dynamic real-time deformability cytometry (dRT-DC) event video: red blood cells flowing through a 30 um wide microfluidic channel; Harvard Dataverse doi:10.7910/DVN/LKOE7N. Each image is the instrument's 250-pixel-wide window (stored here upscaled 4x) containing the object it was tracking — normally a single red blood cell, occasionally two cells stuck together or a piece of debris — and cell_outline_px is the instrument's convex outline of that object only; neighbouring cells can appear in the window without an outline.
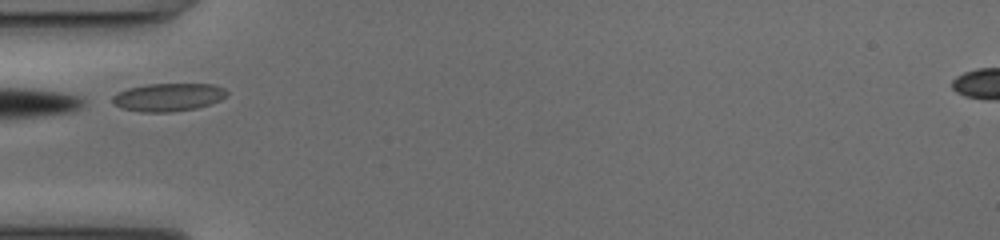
{"species": "common noctule bat (a hibernating species)", "species_latin": "Nyctalus noctula", "temperature_condition": "cold", "stored_images_in_passage": 34, "camera_frame_rate_fps": 3000, "um_per_image_px": 0.085, "animal": {"sex": "female", "body_mass_g": 17.0, "forearm_length_mm": 48.0}, "frame": {"image": 1, "passage_image": 1, "time_ms": 0.0, "image_size_px": [1000, 240], "cell_outline_px": [[228, 92], [220, 100], [196, 108], [172, 112], [140, 112], [120, 108], [112, 104], [112, 96], [128, 88], [148, 84], [212, 84], [224, 88]], "centroid_in_image_um": [14.26, 8.27], "position_along_channel_um": 70.7, "area_um2": 18.61}}
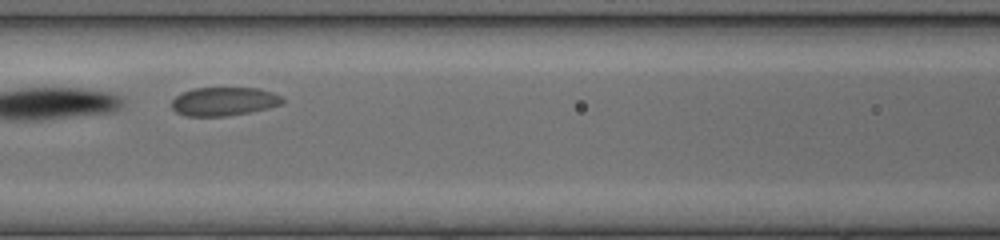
{"frame": {"image": 2, "passage_image": 7, "time_ms": 2.0, "image_size_px": [1000, 240], "cell_outline_px": [[284, 100], [280, 104], [268, 108], [248, 112], [224, 116], [184, 116], [176, 112], [172, 108], [172, 100], [180, 92], [192, 88], [260, 88], [272, 92], [280, 96]], "centroid_in_image_um": [18.99, 8.61], "position_along_channel_um": 147.6, "area_um2": 18.44}}
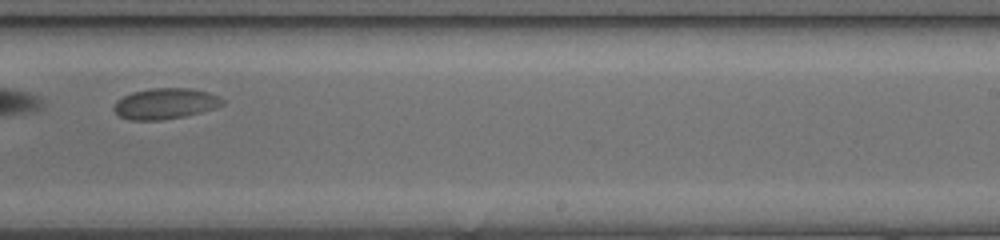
{"frame": {"image": 3, "passage_image": 17, "time_ms": 5.333, "image_size_px": [1000, 240], "cell_outline_px": [[224, 104], [200, 112], [184, 116], [160, 120], [132, 120], [120, 116], [112, 108], [116, 100], [132, 92], [152, 88], [192, 88], [208, 92], [224, 100]], "centroid_in_image_um": [14.01, 8.8], "position_along_channel_um": 275.0, "area_um2": 19.31}, "authors_computed_cell_mechanics": {"area_um2": 19.3341, "velocity_mm_per_s": 3.8374, "shape_relaxation_time_tau1_ms": 6.4253, "shape_relaxation_time_tau2_ms": null, "deformation_change_tau1": 0.0741, "deformation_change_tau2": null}}